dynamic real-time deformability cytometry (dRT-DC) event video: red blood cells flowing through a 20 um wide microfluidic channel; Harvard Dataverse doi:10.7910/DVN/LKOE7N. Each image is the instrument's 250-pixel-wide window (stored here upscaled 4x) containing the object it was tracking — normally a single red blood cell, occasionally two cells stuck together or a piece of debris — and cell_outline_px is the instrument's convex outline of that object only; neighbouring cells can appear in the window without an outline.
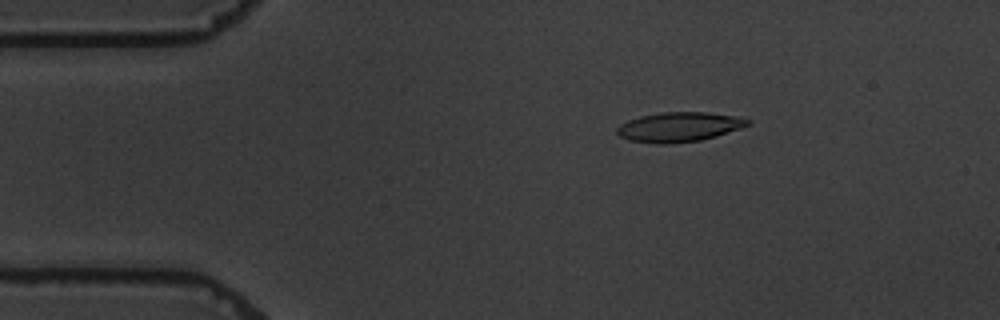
{"species": "common noctule bat (a hibernating species)", "species_latin": "Nyctalus noctula", "temperature_condition": "warm", "stored_images_in_passage": 3, "camera_frame_rate_fps": 3000, "um_per_image_px": 0.085, "animal": {"sex": "male", "body_mass_g": 19.5, "forearm_length_mm": 54.6}, "frame": {"image": 1, "passage_image": 1, "time_ms": 0.0, "image_size_px": [1000, 320], "cell_outline_px": [[752, 124], [716, 136], [700, 140], [664, 144], [656, 144], [628, 140], [620, 136], [616, 132], [616, 128], [620, 124], [628, 120], [640, 116], [664, 112], [708, 112], [736, 116], [752, 120]], "centroid_in_image_um": [57.72, 10.79], "position_along_channel_um": 27.3, "area_um2": 22.6}}
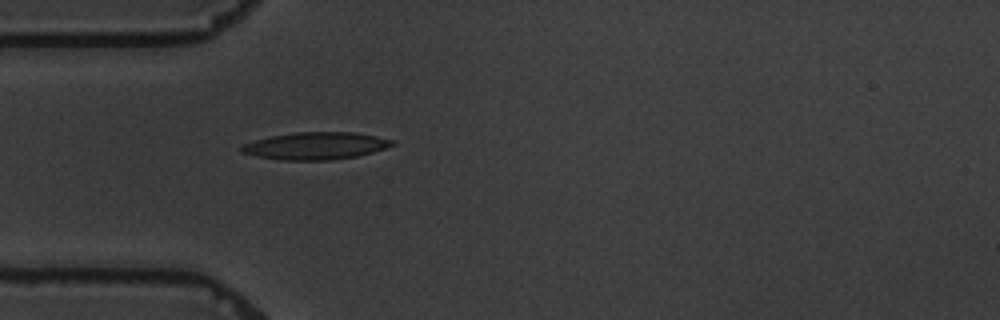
{"frame": {"image": 2, "passage_image": 3, "time_ms": 2.333, "image_size_px": [1000, 320], "cell_outline_px": [[396, 144], [372, 152], [356, 156], [332, 160], [284, 160], [256, 156], [240, 152], [240, 148], [244, 144], [256, 140], [272, 136], [296, 132], [352, 132], [376, 136], [396, 140]], "centroid_in_image_um": [26.86, 12.39], "position_along_channel_um": 58.1, "area_um2": 23.81}}